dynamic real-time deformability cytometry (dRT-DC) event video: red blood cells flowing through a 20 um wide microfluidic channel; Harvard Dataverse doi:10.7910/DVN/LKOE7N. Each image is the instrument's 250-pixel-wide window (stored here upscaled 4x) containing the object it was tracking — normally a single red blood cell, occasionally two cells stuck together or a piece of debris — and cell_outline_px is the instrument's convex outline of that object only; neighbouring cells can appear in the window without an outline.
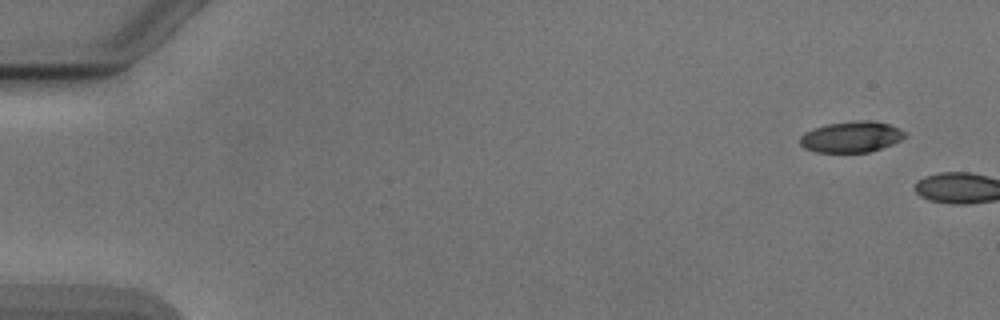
{"species": "Egyptian fruit bat (a non-hibernating species)", "species_latin": "Rousettus aegyptiacus", "temperature_condition": "cold", "stored_images_in_passage": 2, "camera_frame_rate_fps": 3000, "um_per_image_px": 0.085, "animal": {"sex": "male"}, "frame": {"image": 1, "passage_image": 1, "time_ms": 0.0, "image_size_px": [1000, 320], "cell_outline_px": [[908, 136], [892, 144], [868, 152], [816, 152], [804, 148], [800, 144], [800, 136], [804, 132], [812, 128], [824, 124], [856, 120], [872, 120], [888, 124], [900, 128]], "centroid_in_image_um": [72.34, 11.62], "position_along_channel_um": 12.7, "area_um2": 19.13}}